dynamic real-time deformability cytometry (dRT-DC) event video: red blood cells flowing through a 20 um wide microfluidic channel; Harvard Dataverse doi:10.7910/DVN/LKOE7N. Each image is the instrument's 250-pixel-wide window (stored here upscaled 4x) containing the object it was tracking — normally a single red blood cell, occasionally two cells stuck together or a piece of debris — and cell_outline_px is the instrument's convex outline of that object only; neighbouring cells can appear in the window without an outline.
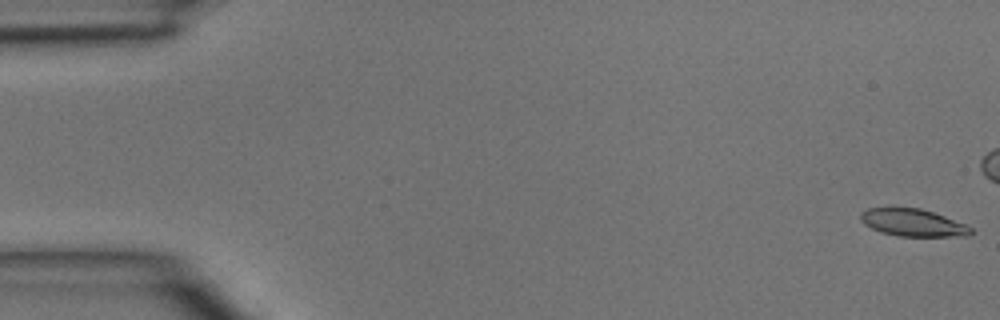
{"species": "common noctule bat (a hibernating species)", "species_latin": "Nyctalus noctula", "temperature_condition": "room temperature", "stored_images_in_passage": 6, "camera_frame_rate_fps": 3000, "um_per_image_px": 0.085, "animal": {"sex": "male", "body_mass_g": 15.6}, "frame": {"image": 1, "passage_image": 1, "time_ms": 0.0, "image_size_px": [1000, 320], "cell_outline_px": [[972, 232], [968, 236], [900, 236], [880, 232], [864, 224], [860, 220], [860, 212], [868, 208], [892, 204], [920, 208], [944, 216], [964, 224], [972, 228]], "centroid_in_image_um": [77.5, 18.87], "position_along_channel_um": 7.5, "area_um2": 18.15}}
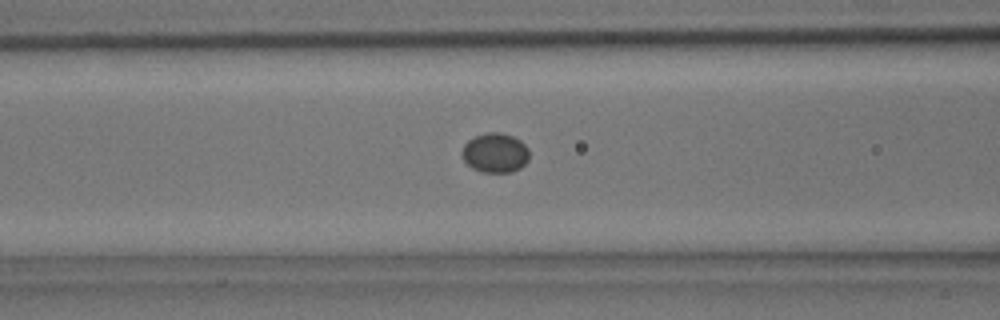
{"frame": {"image": 2, "passage_image": 6, "time_ms": 1.667, "image_size_px": [1000, 320], "cell_outline_px": [[528, 160], [520, 168], [512, 172], [480, 172], [472, 168], [464, 160], [460, 152], [464, 144], [468, 140], [484, 132], [500, 132], [512, 136], [520, 140], [528, 148]], "centroid_in_image_um": [42.07, 12.99], "position_along_channel_um": 124.5, "area_um2": 15.61}}